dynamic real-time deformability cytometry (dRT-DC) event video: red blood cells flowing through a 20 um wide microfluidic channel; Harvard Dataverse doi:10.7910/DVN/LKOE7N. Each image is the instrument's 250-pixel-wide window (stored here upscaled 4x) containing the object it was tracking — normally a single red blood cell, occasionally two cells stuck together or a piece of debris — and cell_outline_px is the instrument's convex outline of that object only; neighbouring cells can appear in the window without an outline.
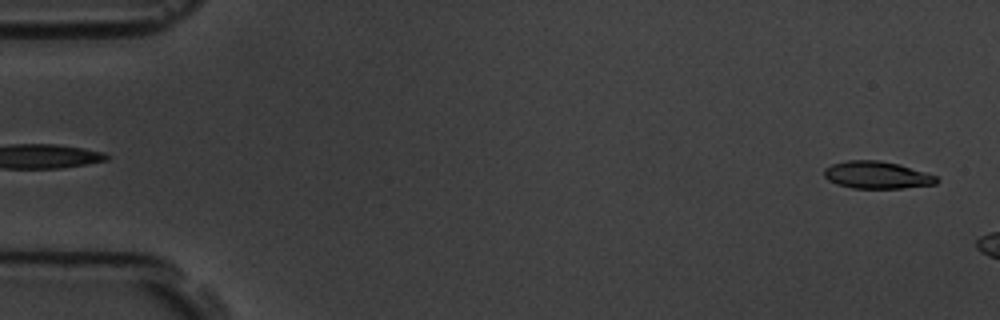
{"species": "common noctule bat (a hibernating species)", "species_latin": "Nyctalus noctula", "temperature_condition": "room temperature", "stored_images_in_passage": 3, "segment_of_instrument_passage": [2, 2], "camera_frame_rate_fps": 3000, "um_per_image_px": 0.085, "animal": {"sex": "male", "body_mass_g": 19.5, "forearm_length_mm": 54.6}, "frame": {"image": 1, "passage_image": 3, "time_ms": 2.333, "image_size_px": [1000, 320], "cell_outline_px": [[940, 180], [936, 184], [904, 188], [852, 188], [836, 184], [828, 180], [824, 176], [824, 168], [832, 164], [848, 160], [880, 160], [900, 164], [936, 176]], "centroid_in_image_um": [74.53, 14.87], "position_along_channel_um": 10.5, "area_um2": 17.98}}